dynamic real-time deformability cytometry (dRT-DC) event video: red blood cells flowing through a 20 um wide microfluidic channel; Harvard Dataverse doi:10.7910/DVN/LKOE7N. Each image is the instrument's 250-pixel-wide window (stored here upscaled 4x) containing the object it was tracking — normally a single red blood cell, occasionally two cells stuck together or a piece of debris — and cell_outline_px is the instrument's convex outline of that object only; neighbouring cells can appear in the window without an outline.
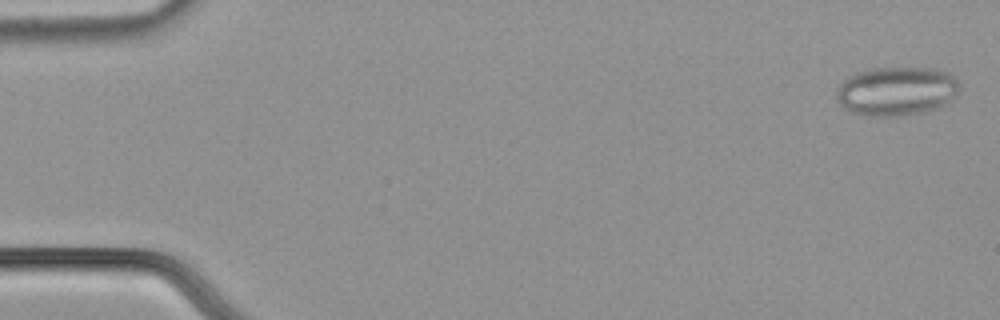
{"species": "common noctule bat (a hibernating species)", "species_latin": "Nyctalus noctula", "temperature_condition": "cold", "stored_images_in_passage": 56, "camera_frame_rate_fps": 3000, "um_per_image_px": 0.085, "animal": {"sex": "male", "body_mass_g": 21.5, "forearm_length_mm": 52.0}, "frame": {"image": 1, "passage_image": 2, "time_ms": 0.333, "image_size_px": [1000, 320], "cell_outline_px": [[960, 88], [944, 104], [936, 108], [924, 112], [908, 116], [864, 116], [848, 112], [840, 104], [836, 96], [836, 88], [848, 76], [856, 72], [872, 68], [936, 68], [948, 72], [960, 84]], "centroid_in_image_um": [76.15, 7.75], "position_along_channel_um": 8.8, "area_um2": 35.37}}
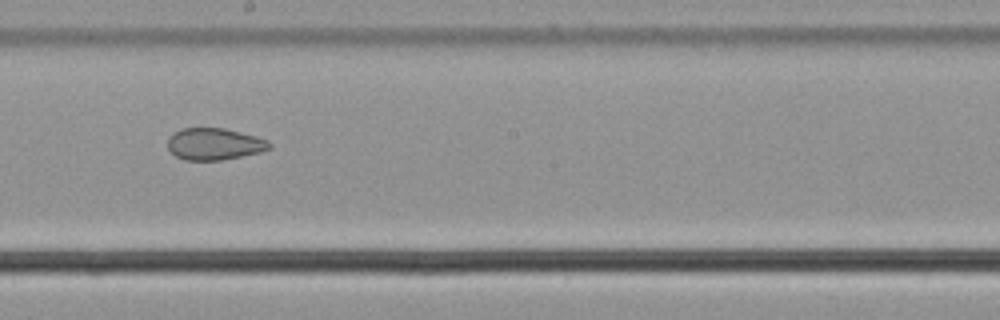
{"frame": {"image": 2, "passage_image": 32, "time_ms": 10.333, "image_size_px": [1000, 320], "cell_outline_px": [[272, 148], [260, 152], [220, 160], [184, 160], [176, 156], [168, 148], [168, 136], [172, 132], [180, 128], [224, 128], [256, 136], [268, 140], [272, 144]], "centroid_in_image_um": [18.21, 12.23], "position_along_channel_um": 230.0, "area_um2": 18.96}}
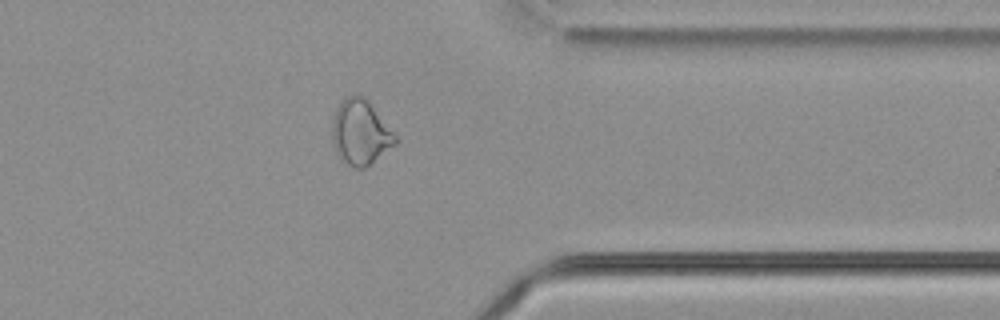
{"frame": {"image": 3, "passage_image": 45, "time_ms": 14.667, "image_size_px": [1000, 320], "cell_outline_px": [[396, 144], [364, 168], [356, 168], [348, 164], [336, 152], [332, 140], [332, 120], [336, 108], [344, 96], [356, 92], [360, 92], [368, 100], [396, 136]], "centroid_in_image_um": [30.61, 11.19], "position_along_channel_um": 380.8, "area_um2": 23.87}, "authors_computed_cell_mechanics": {"area_um2": 25.143, "velocity_mm_per_s": 3.6607, "shape_relaxation_time_tau1_ms": null, "shape_relaxation_time_tau2_ms": 2.2959, "deformation_change_tau1": null, "deformation_change_tau2": 0.0789}}